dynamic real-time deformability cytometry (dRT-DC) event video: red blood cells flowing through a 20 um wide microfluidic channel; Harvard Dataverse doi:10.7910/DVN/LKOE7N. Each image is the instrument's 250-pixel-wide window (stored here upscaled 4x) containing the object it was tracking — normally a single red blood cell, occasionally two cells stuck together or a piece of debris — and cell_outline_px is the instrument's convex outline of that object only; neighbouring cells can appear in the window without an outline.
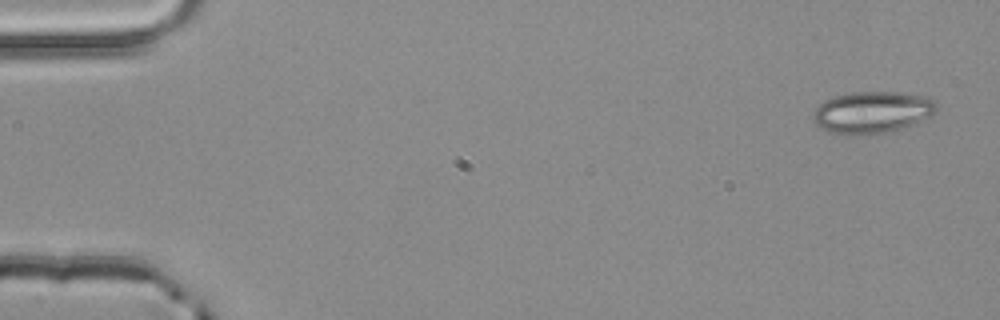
{"species": "common noctule bat (a hibernating species)", "species_latin": "Nyctalus noctula", "temperature_condition": "room temperature", "stored_images_in_passage": 3, "camera_frame_rate_fps": 3000, "um_per_image_px": 0.085, "animal": {"sex": "male", "body_mass_g": 20.4}, "frame": {"image": 1, "passage_image": 1, "time_ms": 0.0, "image_size_px": [1000, 320], "cell_outline_px": [[940, 108], [932, 116], [904, 128], [884, 132], [848, 136], [828, 132], [820, 128], [816, 124], [812, 116], [812, 112], [824, 100], [832, 96], [852, 92], [896, 92], [920, 96], [936, 100], [940, 104]], "centroid_in_image_um": [74.14, 9.55], "position_along_channel_um": 10.9, "area_um2": 30.52}}